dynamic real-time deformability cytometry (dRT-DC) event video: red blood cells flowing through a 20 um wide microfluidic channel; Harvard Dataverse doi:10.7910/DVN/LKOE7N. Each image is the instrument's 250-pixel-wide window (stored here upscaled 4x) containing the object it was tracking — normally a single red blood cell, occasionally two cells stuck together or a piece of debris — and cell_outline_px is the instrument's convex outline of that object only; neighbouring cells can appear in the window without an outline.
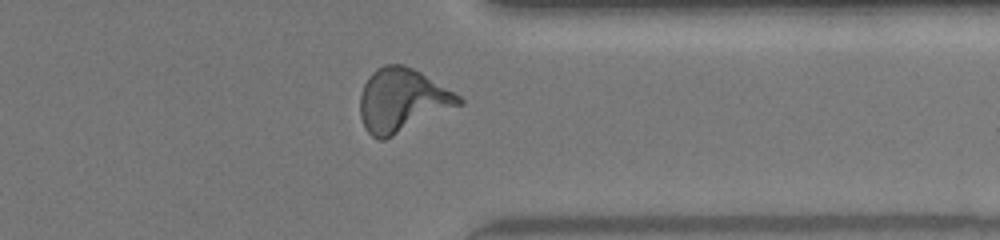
{"species": "human", "species_latin": "Homo sapiens", "temperature_condition": "warm", "stored_images_in_passage": 35, "camera_frame_rate_fps": 3000, "um_per_image_px": 0.085, "donor": {"sex": "female"}, "frame": {"image": 1, "passage_image": 30, "time_ms": 9.667, "image_size_px": [1000, 240], "cell_outline_px": [[464, 104], [384, 140], [380, 140], [372, 136], [364, 128], [360, 116], [360, 96], [364, 84], [368, 76], [376, 68], [384, 64], [404, 64], [420, 72], [460, 96], [464, 100]], "centroid_in_image_um": [34.17, 8.53], "position_along_channel_um": 377.2, "area_um2": 36.59}}